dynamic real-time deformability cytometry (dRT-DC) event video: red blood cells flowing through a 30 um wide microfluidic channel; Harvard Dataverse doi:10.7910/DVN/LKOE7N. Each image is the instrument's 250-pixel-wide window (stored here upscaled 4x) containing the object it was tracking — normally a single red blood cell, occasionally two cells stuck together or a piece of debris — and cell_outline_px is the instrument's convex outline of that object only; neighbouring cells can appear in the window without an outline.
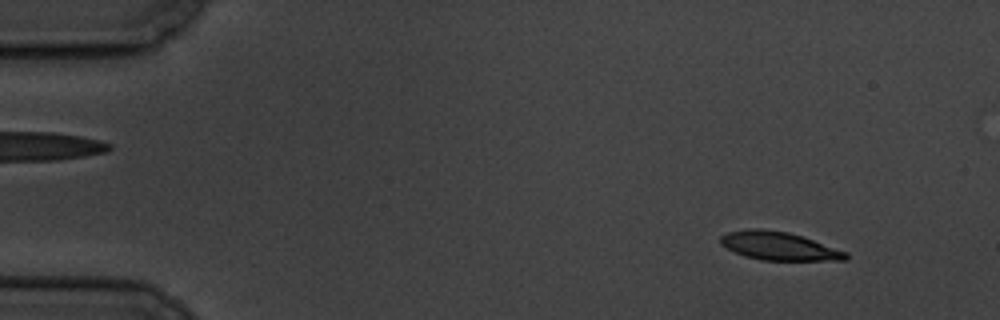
{"species": "common noctule bat (a hibernating species)", "species_latin": "Nyctalus noctula", "temperature_condition": "cold", "stored_images_in_passage": 9, "camera_frame_rate_fps": 3000, "um_per_image_px": 0.085, "animal": {"sex": "male", "body_mass_g": 19.5, "forearm_length_mm": 54.6}, "frame": {"image": 1, "passage_image": 1, "time_ms": 0.0, "image_size_px": [1000, 320], "cell_outline_px": [[848, 260], [760, 260], [744, 256], [720, 244], [720, 236], [728, 232], [748, 228], [760, 228], [788, 232], [804, 236], [848, 252]], "centroid_in_image_um": [66.23, 20.9], "position_along_channel_um": 18.8, "area_um2": 20.81}}
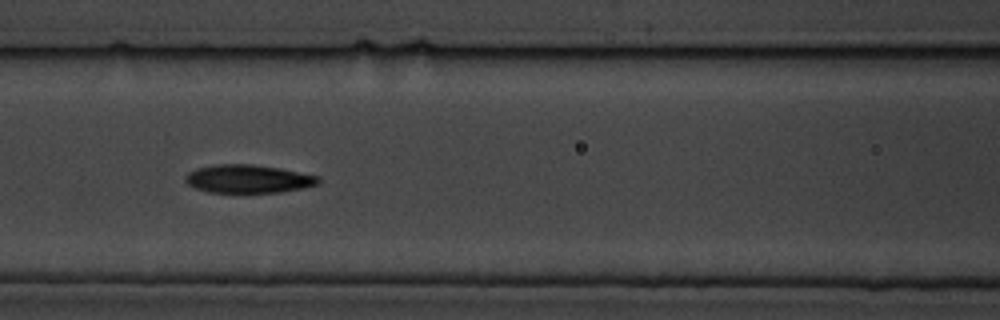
{"frame": {"image": 2, "passage_image": 7, "time_ms": 6.667, "image_size_px": [1000, 320], "cell_outline_px": [[320, 180], [316, 184], [300, 188], [280, 192], [208, 192], [196, 188], [188, 184], [184, 180], [184, 176], [188, 172], [196, 168], [216, 164], [252, 164], [280, 168], [320, 176]], "centroid_in_image_um": [21.06, 15.19], "position_along_channel_um": 145.5, "area_um2": 21.79}}
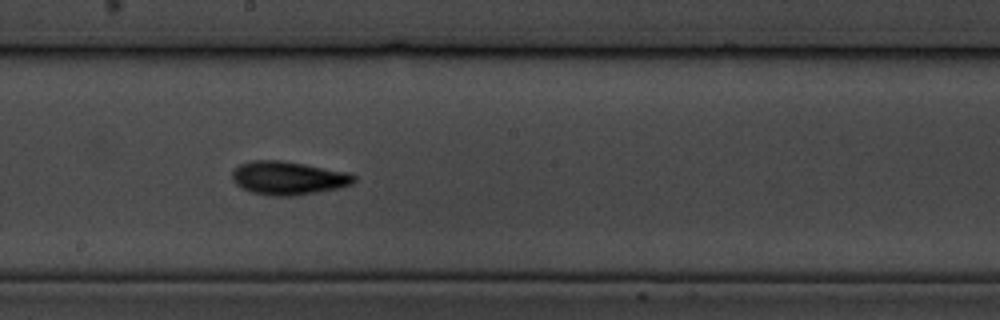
{"frame": {"image": 3, "passage_image": 9, "time_ms": 9.0, "image_size_px": [1000, 320], "cell_outline_px": [[356, 180], [352, 184], [340, 188], [296, 196], [268, 196], [252, 192], [236, 184], [232, 180], [232, 172], [240, 164], [252, 160], [280, 160], [304, 164], [344, 172], [356, 176]], "centroid_in_image_um": [24.49, 15.14], "position_along_channel_um": 223.7, "area_um2": 23.64}}